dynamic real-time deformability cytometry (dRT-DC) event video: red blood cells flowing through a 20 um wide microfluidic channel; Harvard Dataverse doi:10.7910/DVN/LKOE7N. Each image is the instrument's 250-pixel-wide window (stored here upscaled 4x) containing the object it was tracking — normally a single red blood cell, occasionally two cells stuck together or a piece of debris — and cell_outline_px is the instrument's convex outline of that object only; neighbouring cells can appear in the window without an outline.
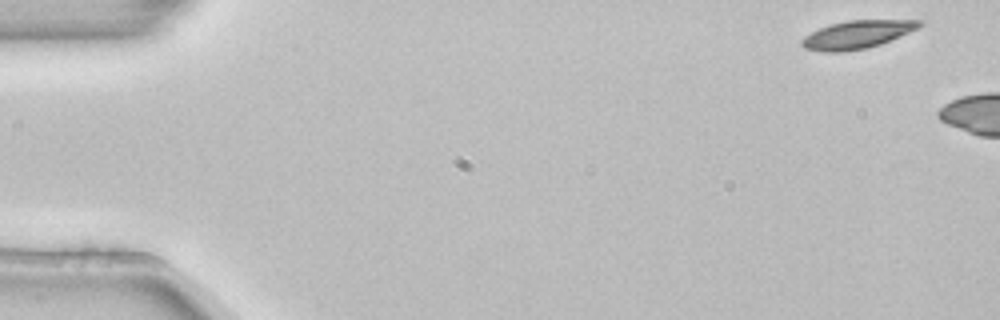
{"species": "common noctule bat (a hibernating species)", "species_latin": "Nyctalus noctula", "temperature_condition": "room temperature", "stored_images_in_passage": 5, "camera_frame_rate_fps": 3000, "um_per_image_px": 0.085, "animal": {"sex": "female", "body_mass_g": 22.7, "forearm_length_mm": 54.2}, "frame": {"image": 1, "passage_image": 1, "time_ms": 0.0, "image_size_px": [1000, 320], "cell_outline_px": [[924, 24], [908, 32], [880, 44], [868, 48], [840, 52], [824, 52], [804, 48], [800, 44], [800, 40], [804, 36], [820, 28], [832, 24], [848, 20], [924, 20]], "centroid_in_image_um": [72.82, 2.94], "position_along_channel_um": 12.2, "area_um2": 19.02}}